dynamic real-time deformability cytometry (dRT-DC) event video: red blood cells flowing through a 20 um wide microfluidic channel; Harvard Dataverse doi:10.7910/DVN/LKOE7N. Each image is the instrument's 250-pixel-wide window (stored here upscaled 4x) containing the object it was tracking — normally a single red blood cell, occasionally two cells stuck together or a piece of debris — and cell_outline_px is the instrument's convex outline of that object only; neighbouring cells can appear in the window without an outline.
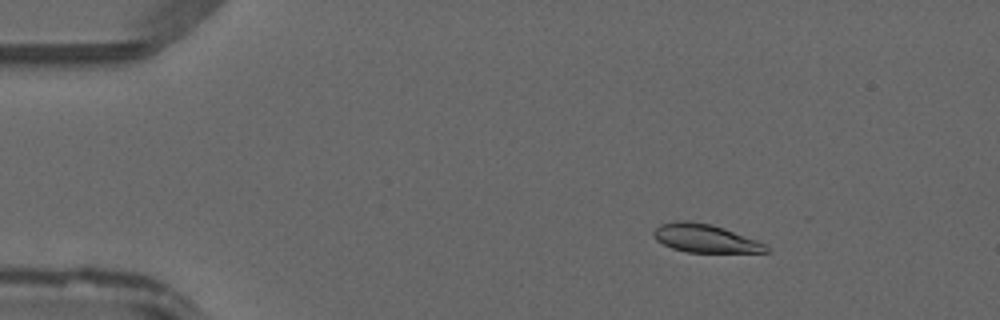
{"species": "common noctule bat (a hibernating species)", "species_latin": "Nyctalus noctula", "temperature_condition": "warm", "stored_images_in_passage": 48, "camera_frame_rate_fps": 3000, "um_per_image_px": 0.085, "animal": {"sex": "male", "forearm_length_mm": 52.5}, "frame": {"image": 1, "passage_image": 8, "time_ms": 2.333, "image_size_px": [1000, 320], "cell_outline_px": [[768, 252], [688, 252], [672, 248], [656, 240], [652, 232], [660, 224], [676, 220], [692, 220], [712, 224], [724, 228], [756, 240], [764, 244], [768, 248]], "centroid_in_image_um": [59.89, 20.24], "position_along_channel_um": 25.1, "area_um2": 18.44}}
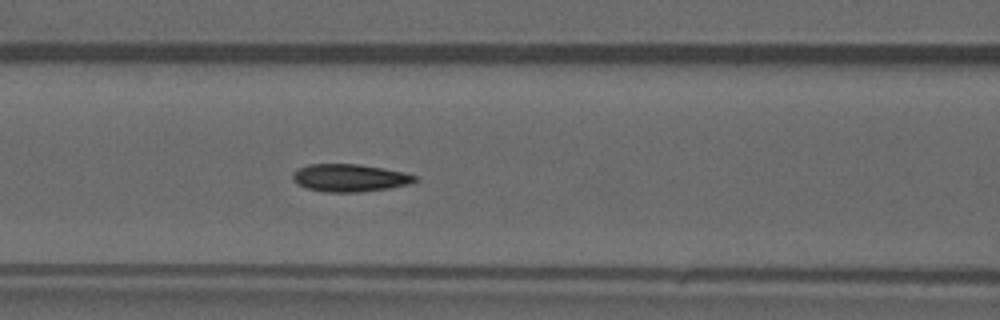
{"frame": {"image": 2, "passage_image": 21, "time_ms": 6.667, "image_size_px": [1000, 320], "cell_outline_px": [[416, 180], [408, 184], [388, 188], [360, 192], [324, 192], [308, 188], [296, 184], [292, 180], [292, 176], [300, 168], [308, 164], [360, 164], [384, 168], [404, 172], [416, 176]], "centroid_in_image_um": [29.71, 15.12], "position_along_channel_um": 136.9, "area_um2": 19.54}}
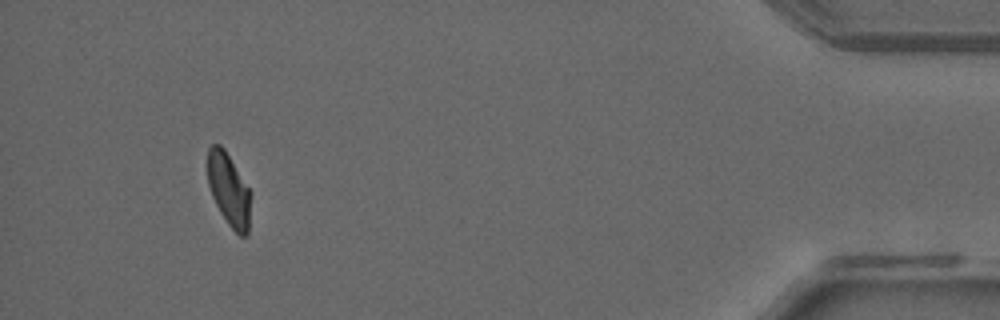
{"frame": {"image": 3, "passage_image": 45, "time_ms": 14.667, "image_size_px": [1000, 320], "cell_outline_px": [[252, 192], [248, 236], [240, 236], [228, 224], [220, 212], [212, 196], [208, 184], [208, 148], [212, 144], [220, 144], [224, 148]], "centroid_in_image_um": [19.48, 16.14], "position_along_channel_um": 415.7, "area_um2": 18.5}}